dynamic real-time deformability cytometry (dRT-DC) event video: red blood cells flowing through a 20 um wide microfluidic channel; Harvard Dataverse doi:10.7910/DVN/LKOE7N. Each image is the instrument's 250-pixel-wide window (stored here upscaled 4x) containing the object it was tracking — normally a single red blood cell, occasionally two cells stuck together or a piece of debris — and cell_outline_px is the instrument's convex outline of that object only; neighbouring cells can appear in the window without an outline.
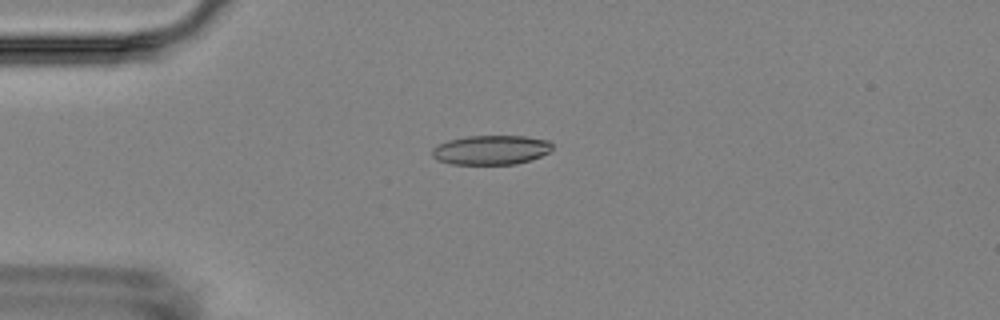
{"species": "Egyptian fruit bat (a non-hibernating species)", "species_latin": "Rousettus aegyptiacus", "temperature_condition": "room temperature", "stored_images_in_passage": 6, "camera_frame_rate_fps": 3000, "um_per_image_px": 0.085, "animal": {"sex": "female"}, "frame": {"image": 1, "passage_image": 4, "time_ms": 3.667, "image_size_px": [1000, 320], "cell_outline_px": [[552, 148], [548, 152], [540, 156], [516, 164], [452, 164], [440, 160], [432, 156], [432, 148], [448, 140], [468, 136], [524, 136], [548, 140], [552, 144]], "centroid_in_image_um": [41.74, 12.74], "position_along_channel_um": 43.3, "area_um2": 20.35}}